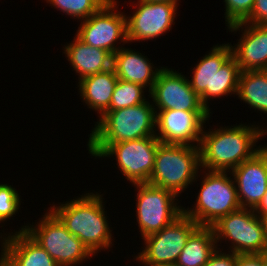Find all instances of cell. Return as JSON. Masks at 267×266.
Returning <instances> with one entry per match:
<instances>
[{"instance_id":"1","label":"cell","mask_w":267,"mask_h":266,"mask_svg":"<svg viewBox=\"0 0 267 266\" xmlns=\"http://www.w3.org/2000/svg\"><path fill=\"white\" fill-rule=\"evenodd\" d=\"M231 127H220L208 132L203 129L199 144L201 168L231 172L260 151V146L255 148L256 142L267 135V128L264 130L263 127L261 129L244 124Z\"/></svg>"},{"instance_id":"2","label":"cell","mask_w":267,"mask_h":266,"mask_svg":"<svg viewBox=\"0 0 267 266\" xmlns=\"http://www.w3.org/2000/svg\"><path fill=\"white\" fill-rule=\"evenodd\" d=\"M102 199V195L97 192H90L60 206L53 205L49 208L68 232L78 237L93 255L113 245L112 230L109 229Z\"/></svg>"},{"instance_id":"3","label":"cell","mask_w":267,"mask_h":266,"mask_svg":"<svg viewBox=\"0 0 267 266\" xmlns=\"http://www.w3.org/2000/svg\"><path fill=\"white\" fill-rule=\"evenodd\" d=\"M192 70L189 84L207 110L210 111L209 99L237 94L241 70L232 56L231 44L213 46Z\"/></svg>"},{"instance_id":"4","label":"cell","mask_w":267,"mask_h":266,"mask_svg":"<svg viewBox=\"0 0 267 266\" xmlns=\"http://www.w3.org/2000/svg\"><path fill=\"white\" fill-rule=\"evenodd\" d=\"M155 129V106L146 101L106 112L91 131L88 144H114L155 136Z\"/></svg>"},{"instance_id":"5","label":"cell","mask_w":267,"mask_h":266,"mask_svg":"<svg viewBox=\"0 0 267 266\" xmlns=\"http://www.w3.org/2000/svg\"><path fill=\"white\" fill-rule=\"evenodd\" d=\"M199 168L200 151L197 145L160 143L148 183L169 190L178 197L198 178Z\"/></svg>"},{"instance_id":"6","label":"cell","mask_w":267,"mask_h":266,"mask_svg":"<svg viewBox=\"0 0 267 266\" xmlns=\"http://www.w3.org/2000/svg\"><path fill=\"white\" fill-rule=\"evenodd\" d=\"M205 174L194 209L183 208V213L199 226L211 227L221 217L241 208V205L235 180L227 176L228 172L208 170Z\"/></svg>"},{"instance_id":"7","label":"cell","mask_w":267,"mask_h":266,"mask_svg":"<svg viewBox=\"0 0 267 266\" xmlns=\"http://www.w3.org/2000/svg\"><path fill=\"white\" fill-rule=\"evenodd\" d=\"M43 216L35 226H23L19 232L25 231L59 266H76L92 258L93 254L83 242L68 232L51 210Z\"/></svg>"},{"instance_id":"8","label":"cell","mask_w":267,"mask_h":266,"mask_svg":"<svg viewBox=\"0 0 267 266\" xmlns=\"http://www.w3.org/2000/svg\"><path fill=\"white\" fill-rule=\"evenodd\" d=\"M160 143L156 136H150L114 144H87V150L98 158L115 155L122 175L132 184H138L149 182Z\"/></svg>"},{"instance_id":"9","label":"cell","mask_w":267,"mask_h":266,"mask_svg":"<svg viewBox=\"0 0 267 266\" xmlns=\"http://www.w3.org/2000/svg\"><path fill=\"white\" fill-rule=\"evenodd\" d=\"M211 227L216 243L225 239L232 242L230 252L248 255L267 253L263 225L254 209L241 207L227 216L221 217Z\"/></svg>"},{"instance_id":"10","label":"cell","mask_w":267,"mask_h":266,"mask_svg":"<svg viewBox=\"0 0 267 266\" xmlns=\"http://www.w3.org/2000/svg\"><path fill=\"white\" fill-rule=\"evenodd\" d=\"M198 227L192 218L182 213L162 230L142 238L146 246L136 260L144 266H174L188 238Z\"/></svg>"},{"instance_id":"11","label":"cell","mask_w":267,"mask_h":266,"mask_svg":"<svg viewBox=\"0 0 267 266\" xmlns=\"http://www.w3.org/2000/svg\"><path fill=\"white\" fill-rule=\"evenodd\" d=\"M133 185L138 190L136 218L143 238L162 230L183 213L182 206L175 203L177 196L171 191L149 183Z\"/></svg>"},{"instance_id":"12","label":"cell","mask_w":267,"mask_h":266,"mask_svg":"<svg viewBox=\"0 0 267 266\" xmlns=\"http://www.w3.org/2000/svg\"><path fill=\"white\" fill-rule=\"evenodd\" d=\"M117 3L109 0L89 18L81 21L75 34L85 44L108 51L112 56L122 48L117 47L116 41L121 39L123 43L128 42L126 15L114 10Z\"/></svg>"},{"instance_id":"13","label":"cell","mask_w":267,"mask_h":266,"mask_svg":"<svg viewBox=\"0 0 267 266\" xmlns=\"http://www.w3.org/2000/svg\"><path fill=\"white\" fill-rule=\"evenodd\" d=\"M155 111V131L159 132L155 136L161 143L194 146L196 142L199 147L203 126L210 117V111Z\"/></svg>"},{"instance_id":"14","label":"cell","mask_w":267,"mask_h":266,"mask_svg":"<svg viewBox=\"0 0 267 266\" xmlns=\"http://www.w3.org/2000/svg\"><path fill=\"white\" fill-rule=\"evenodd\" d=\"M189 79L170 68L161 67L149 95L155 110L209 111L189 84Z\"/></svg>"},{"instance_id":"15","label":"cell","mask_w":267,"mask_h":266,"mask_svg":"<svg viewBox=\"0 0 267 266\" xmlns=\"http://www.w3.org/2000/svg\"><path fill=\"white\" fill-rule=\"evenodd\" d=\"M177 3L138 0L132 16H126L128 42L149 40L170 31L176 18Z\"/></svg>"},{"instance_id":"16","label":"cell","mask_w":267,"mask_h":266,"mask_svg":"<svg viewBox=\"0 0 267 266\" xmlns=\"http://www.w3.org/2000/svg\"><path fill=\"white\" fill-rule=\"evenodd\" d=\"M228 29L231 32L244 30L239 42L231 45L232 56L241 72L267 70V25L239 22L229 25Z\"/></svg>"},{"instance_id":"17","label":"cell","mask_w":267,"mask_h":266,"mask_svg":"<svg viewBox=\"0 0 267 266\" xmlns=\"http://www.w3.org/2000/svg\"><path fill=\"white\" fill-rule=\"evenodd\" d=\"M229 174L235 180L238 200L242 208L255 209L267 191V159L258 151Z\"/></svg>"},{"instance_id":"18","label":"cell","mask_w":267,"mask_h":266,"mask_svg":"<svg viewBox=\"0 0 267 266\" xmlns=\"http://www.w3.org/2000/svg\"><path fill=\"white\" fill-rule=\"evenodd\" d=\"M3 239L0 266H59L25 231Z\"/></svg>"},{"instance_id":"19","label":"cell","mask_w":267,"mask_h":266,"mask_svg":"<svg viewBox=\"0 0 267 266\" xmlns=\"http://www.w3.org/2000/svg\"><path fill=\"white\" fill-rule=\"evenodd\" d=\"M154 65L140 52L124 48L119 49L113 55L112 67L118 79L149 87L152 90L161 68ZM155 69V70H154ZM147 86V87H146Z\"/></svg>"},{"instance_id":"20","label":"cell","mask_w":267,"mask_h":266,"mask_svg":"<svg viewBox=\"0 0 267 266\" xmlns=\"http://www.w3.org/2000/svg\"><path fill=\"white\" fill-rule=\"evenodd\" d=\"M63 53L67 55L70 65L78 73L79 81L112 68L113 56L108 51L87 45L77 36L72 43H67Z\"/></svg>"},{"instance_id":"21","label":"cell","mask_w":267,"mask_h":266,"mask_svg":"<svg viewBox=\"0 0 267 266\" xmlns=\"http://www.w3.org/2000/svg\"><path fill=\"white\" fill-rule=\"evenodd\" d=\"M118 81L114 68L85 77L78 82L80 96L89 106L98 111L101 118L109 111L111 97Z\"/></svg>"},{"instance_id":"22","label":"cell","mask_w":267,"mask_h":266,"mask_svg":"<svg viewBox=\"0 0 267 266\" xmlns=\"http://www.w3.org/2000/svg\"><path fill=\"white\" fill-rule=\"evenodd\" d=\"M212 227L199 226L188 238L174 266H204L216 245Z\"/></svg>"},{"instance_id":"23","label":"cell","mask_w":267,"mask_h":266,"mask_svg":"<svg viewBox=\"0 0 267 266\" xmlns=\"http://www.w3.org/2000/svg\"><path fill=\"white\" fill-rule=\"evenodd\" d=\"M236 95L251 108L267 114V70L242 71Z\"/></svg>"},{"instance_id":"24","label":"cell","mask_w":267,"mask_h":266,"mask_svg":"<svg viewBox=\"0 0 267 266\" xmlns=\"http://www.w3.org/2000/svg\"><path fill=\"white\" fill-rule=\"evenodd\" d=\"M145 87L118 79L110 101L109 110L123 109L146 102Z\"/></svg>"},{"instance_id":"25","label":"cell","mask_w":267,"mask_h":266,"mask_svg":"<svg viewBox=\"0 0 267 266\" xmlns=\"http://www.w3.org/2000/svg\"><path fill=\"white\" fill-rule=\"evenodd\" d=\"M54 8L80 20L89 18L109 0H46ZM82 18V19H81Z\"/></svg>"},{"instance_id":"26","label":"cell","mask_w":267,"mask_h":266,"mask_svg":"<svg viewBox=\"0 0 267 266\" xmlns=\"http://www.w3.org/2000/svg\"><path fill=\"white\" fill-rule=\"evenodd\" d=\"M20 200L15 188L9 184H0V222L10 219L18 212Z\"/></svg>"},{"instance_id":"27","label":"cell","mask_w":267,"mask_h":266,"mask_svg":"<svg viewBox=\"0 0 267 266\" xmlns=\"http://www.w3.org/2000/svg\"><path fill=\"white\" fill-rule=\"evenodd\" d=\"M226 26L243 22L251 13L255 0H224Z\"/></svg>"},{"instance_id":"28","label":"cell","mask_w":267,"mask_h":266,"mask_svg":"<svg viewBox=\"0 0 267 266\" xmlns=\"http://www.w3.org/2000/svg\"><path fill=\"white\" fill-rule=\"evenodd\" d=\"M243 22L255 25H267V0H255L250 15Z\"/></svg>"},{"instance_id":"29","label":"cell","mask_w":267,"mask_h":266,"mask_svg":"<svg viewBox=\"0 0 267 266\" xmlns=\"http://www.w3.org/2000/svg\"><path fill=\"white\" fill-rule=\"evenodd\" d=\"M237 256V253L226 254L216 249L204 266H235Z\"/></svg>"},{"instance_id":"30","label":"cell","mask_w":267,"mask_h":266,"mask_svg":"<svg viewBox=\"0 0 267 266\" xmlns=\"http://www.w3.org/2000/svg\"><path fill=\"white\" fill-rule=\"evenodd\" d=\"M267 253L264 254H238L235 266H266Z\"/></svg>"},{"instance_id":"31","label":"cell","mask_w":267,"mask_h":266,"mask_svg":"<svg viewBox=\"0 0 267 266\" xmlns=\"http://www.w3.org/2000/svg\"><path fill=\"white\" fill-rule=\"evenodd\" d=\"M254 212L259 216L267 215V191L263 196L262 200L260 201V203L254 209Z\"/></svg>"},{"instance_id":"32","label":"cell","mask_w":267,"mask_h":266,"mask_svg":"<svg viewBox=\"0 0 267 266\" xmlns=\"http://www.w3.org/2000/svg\"><path fill=\"white\" fill-rule=\"evenodd\" d=\"M263 225V229L265 232V237H266V241H267V215H262L259 216Z\"/></svg>"},{"instance_id":"33","label":"cell","mask_w":267,"mask_h":266,"mask_svg":"<svg viewBox=\"0 0 267 266\" xmlns=\"http://www.w3.org/2000/svg\"><path fill=\"white\" fill-rule=\"evenodd\" d=\"M148 2H159V3H178V0H144Z\"/></svg>"},{"instance_id":"34","label":"cell","mask_w":267,"mask_h":266,"mask_svg":"<svg viewBox=\"0 0 267 266\" xmlns=\"http://www.w3.org/2000/svg\"><path fill=\"white\" fill-rule=\"evenodd\" d=\"M260 151L266 156L267 159V146L265 145L264 147H260Z\"/></svg>"}]
</instances>
